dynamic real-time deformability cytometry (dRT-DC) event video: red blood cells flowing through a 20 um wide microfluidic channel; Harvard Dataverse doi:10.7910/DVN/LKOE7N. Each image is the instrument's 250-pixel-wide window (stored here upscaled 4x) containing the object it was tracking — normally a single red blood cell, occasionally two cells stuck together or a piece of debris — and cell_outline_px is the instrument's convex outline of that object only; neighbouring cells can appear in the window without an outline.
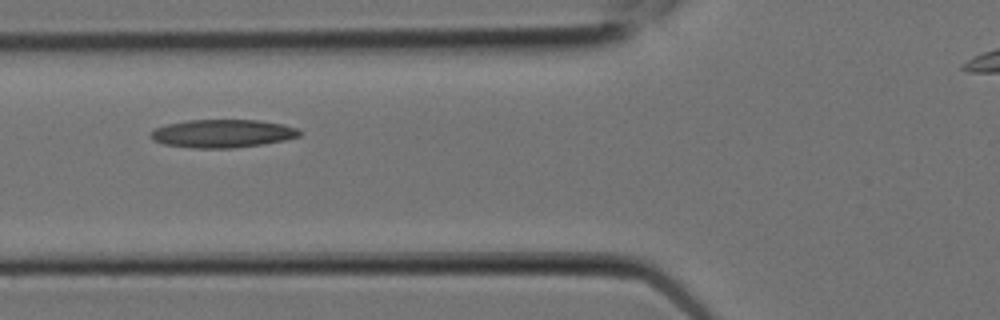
{"species": "Egyptian fruit bat (a non-hibernating species)", "species_latin": "Rousettus aegyptiacus", "temperature_condition": "room temperature", "stored_images_in_passage": 5, "camera_frame_rate_fps": 3000, "um_per_image_px": 0.085, "animal": {"sex": "female"}, "frame": {"image": 1, "passage_image": 3, "time_ms": 0.667, "image_size_px": [1000, 320], "cell_outline_px": [[304, 132], [300, 136], [284, 140], [264, 144], [232, 148], [192, 148], [164, 144], [152, 140], [148, 136], [148, 132], [156, 128], [168, 124], [188, 120], [256, 120], [284, 124], [296, 128]], "centroid_in_image_um": [18.9, 11.35], "position_along_channel_um": 106.9, "area_um2": 24.57}}
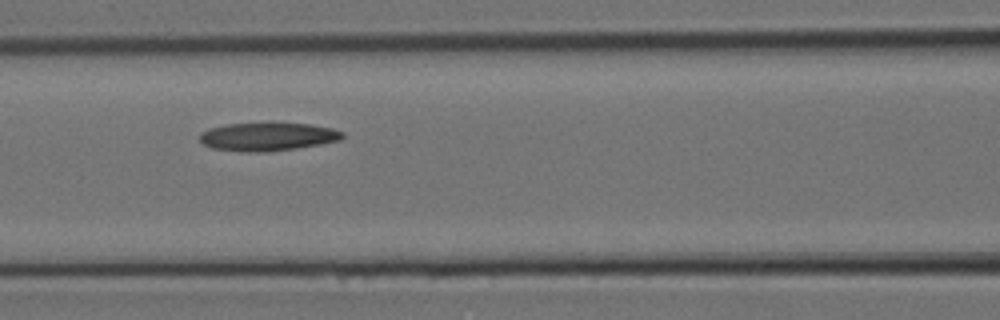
{"frame": {"image": 2, "passage_image": 4, "time_ms": 1.0, "image_size_px": [1000, 320], "cell_outline_px": [[344, 136], [340, 140], [320, 144], [296, 148], [268, 152], [240, 152], [212, 148], [204, 144], [200, 140], [200, 132], [212, 128], [228, 124], [308, 124], [332, 128], [344, 132]], "centroid_in_image_um": [22.75, 11.64], "position_along_channel_um": 143.8, "area_um2": 23.18}}
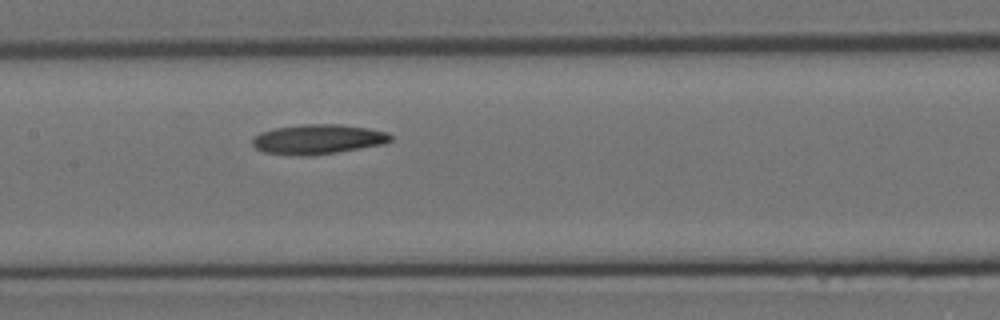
{"frame": {"image": 3, "passage_image": 5, "time_ms": 1.333, "image_size_px": [1000, 320], "cell_outline_px": [[392, 140], [384, 144], [336, 152], [308, 156], [300, 156], [264, 152], [256, 148], [252, 144], [252, 140], [260, 132], [276, 128], [304, 124], [336, 124], [368, 128], [388, 132], [392, 136]], "centroid_in_image_um": [27.04, 11.84], "position_along_channel_um": 180.4, "area_um2": 23.81}}